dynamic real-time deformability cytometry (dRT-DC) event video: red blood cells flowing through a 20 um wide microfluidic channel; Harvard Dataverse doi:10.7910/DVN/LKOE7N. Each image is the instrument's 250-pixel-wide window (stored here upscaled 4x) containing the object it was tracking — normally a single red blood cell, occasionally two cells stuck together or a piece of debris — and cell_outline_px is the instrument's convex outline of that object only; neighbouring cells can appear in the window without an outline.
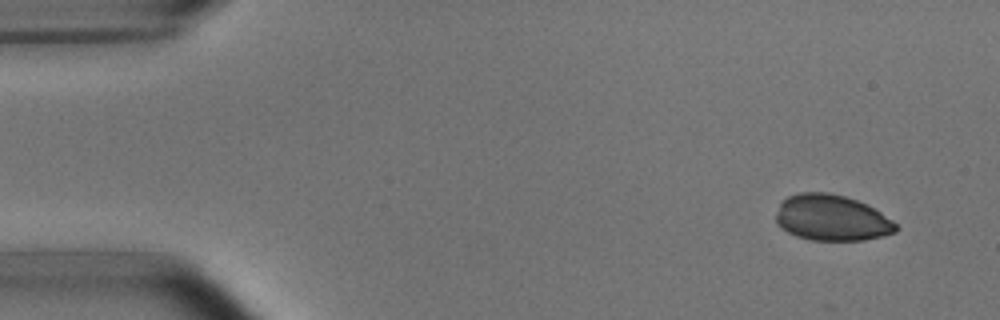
{"species": "common noctule bat (a hibernating species)", "species_latin": "Nyctalus noctula", "temperature_condition": "room temperature", "stored_images_in_passage": 6, "camera_frame_rate_fps": 3000, "um_per_image_px": 0.085, "animal": {"sex": "male", "body_mass_g": 15.6}, "frame": {"image": 1, "passage_image": 1, "time_ms": 0.0, "image_size_px": [1000, 320], "cell_outline_px": [[900, 228], [896, 232], [864, 240], [812, 240], [796, 236], [788, 232], [776, 224], [776, 212], [780, 204], [788, 196], [800, 192], [828, 192], [844, 196], [868, 204], [892, 220]], "centroid_in_image_um": [70.69, 18.51], "position_along_channel_um": 14.3, "area_um2": 32.14}}